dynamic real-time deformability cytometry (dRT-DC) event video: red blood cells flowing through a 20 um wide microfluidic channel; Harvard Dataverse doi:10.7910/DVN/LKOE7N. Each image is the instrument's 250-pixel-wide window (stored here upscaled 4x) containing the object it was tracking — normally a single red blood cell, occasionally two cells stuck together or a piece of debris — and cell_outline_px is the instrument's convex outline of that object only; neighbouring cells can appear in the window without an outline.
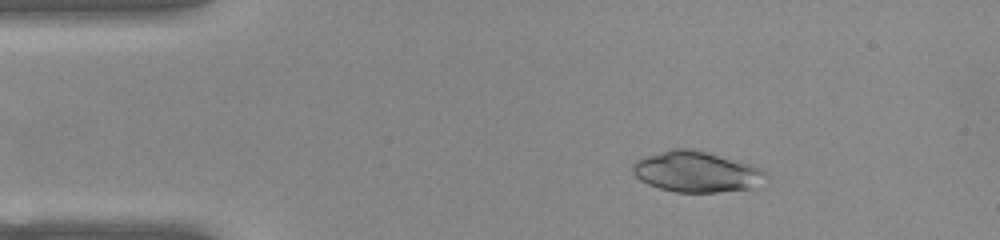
{"species": "common noctule bat (a hibernating species)", "species_latin": "Nyctalus noctula", "temperature_condition": "warm", "stored_images_in_passage": 52, "camera_frame_rate_fps": 3000, "um_per_image_px": 0.085, "animal": {"sex": "female", "body_mass_g": 22.0, "forearm_length_mm": 56.7}, "frame": {"image": 1, "passage_image": 8, "time_ms": 2.333, "image_size_px": [1000, 240], "cell_outline_px": [[768, 176], [752, 188], [716, 192], [676, 192], [660, 188], [648, 184], [640, 180], [632, 172], [632, 164], [636, 160], [644, 156], [668, 148], [692, 148], [708, 152], [752, 164], [760, 168]], "centroid_in_image_um": [59.15, 14.57], "position_along_channel_um": 25.8, "area_um2": 31.79}}
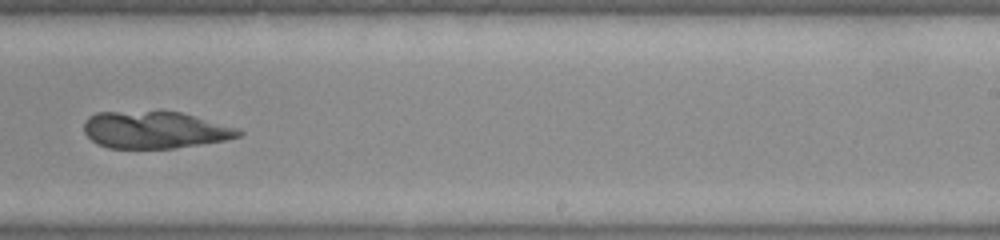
{"frame": {"image": 2, "passage_image": 32, "time_ms": 10.333, "image_size_px": [1000, 240], "cell_outline_px": [[244, 132], [240, 136], [224, 140], [176, 148], [108, 148], [96, 144], [84, 132], [84, 120], [88, 116], [96, 112], [160, 108], [180, 112], [240, 128]], "centroid_in_image_um": [13.13, 10.99], "position_along_channel_um": 275.9, "area_um2": 34.56}}
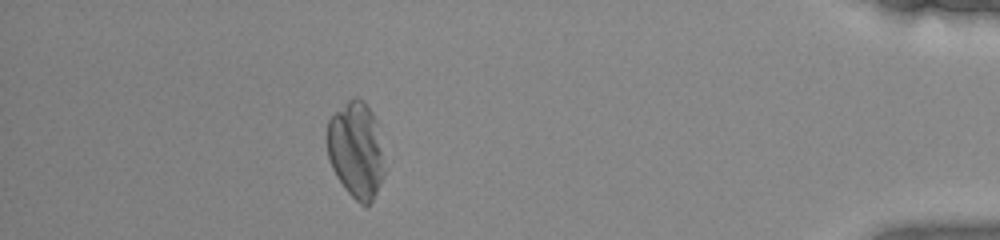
{"frame": {"image": 3, "passage_image": 46, "time_ms": 15.0, "image_size_px": [1000, 240], "cell_outline_px": [[384, 176], [368, 208], [364, 208], [348, 192], [336, 176], [328, 160], [324, 136], [328, 120], [352, 96], [356, 96], [364, 100], [372, 112], [376, 120], [384, 172]], "centroid_in_image_um": [30.21, 12.75], "position_along_channel_um": 405.0, "area_um2": 32.48}}